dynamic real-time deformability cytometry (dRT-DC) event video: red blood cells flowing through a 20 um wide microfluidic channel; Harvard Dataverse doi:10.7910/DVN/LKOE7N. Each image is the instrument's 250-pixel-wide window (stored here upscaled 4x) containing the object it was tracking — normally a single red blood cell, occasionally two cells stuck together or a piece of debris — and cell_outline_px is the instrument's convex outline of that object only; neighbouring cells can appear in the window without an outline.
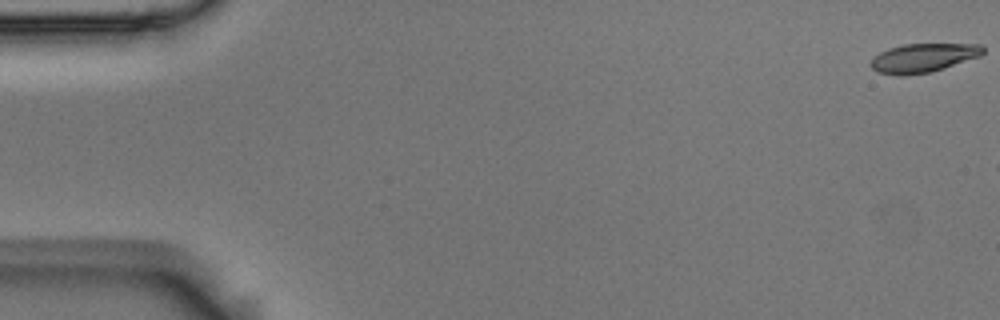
{"species": "Egyptian fruit bat (a non-hibernating species)", "species_latin": "Rousettus aegyptiacus", "temperature_condition": "room temperature", "stored_images_in_passage": 7, "camera_frame_rate_fps": 3000, "um_per_image_px": 0.085, "animal": {"sex": "male"}, "frame": {"image": 1, "passage_image": 1, "time_ms": 0.0, "image_size_px": [1000, 320], "cell_outline_px": [[984, 52], [980, 56], [932, 72], [904, 76], [896, 76], [876, 72], [868, 64], [880, 52], [888, 48], [904, 44], [980, 44], [984, 48]], "centroid_in_image_um": [78.44, 4.93], "position_along_channel_um": 6.6, "area_um2": 19.02}}